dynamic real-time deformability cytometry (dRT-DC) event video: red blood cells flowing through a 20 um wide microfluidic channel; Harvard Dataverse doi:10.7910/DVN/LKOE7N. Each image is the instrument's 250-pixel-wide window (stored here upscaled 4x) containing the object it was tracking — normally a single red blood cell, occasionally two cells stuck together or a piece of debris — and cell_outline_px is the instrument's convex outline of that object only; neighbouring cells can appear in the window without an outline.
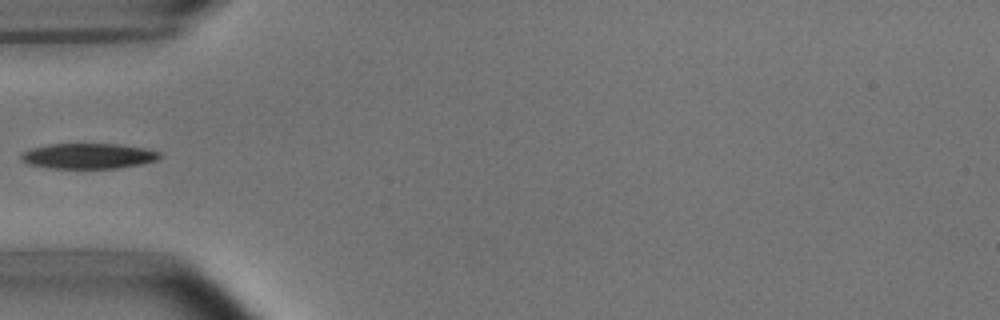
{"species": "common noctule bat (a hibernating species)", "species_latin": "Nyctalus noctula", "temperature_condition": "room temperature", "stored_images_in_passage": 4, "camera_frame_rate_fps": 3000, "um_per_image_px": 0.085, "animal": {"sex": "male", "body_mass_g": 15.6}, "frame": {"image": 1, "passage_image": 3, "time_ms": 3.333, "image_size_px": [1000, 320], "cell_outline_px": [[164, 156], [160, 160], [140, 164], [116, 168], [48, 168], [28, 164], [20, 160], [20, 152], [32, 148], [48, 144], [116, 144], [144, 148], [160, 152]], "centroid_in_image_um": [7.5, 13.26], "position_along_channel_um": 77.5, "area_um2": 20.69}}